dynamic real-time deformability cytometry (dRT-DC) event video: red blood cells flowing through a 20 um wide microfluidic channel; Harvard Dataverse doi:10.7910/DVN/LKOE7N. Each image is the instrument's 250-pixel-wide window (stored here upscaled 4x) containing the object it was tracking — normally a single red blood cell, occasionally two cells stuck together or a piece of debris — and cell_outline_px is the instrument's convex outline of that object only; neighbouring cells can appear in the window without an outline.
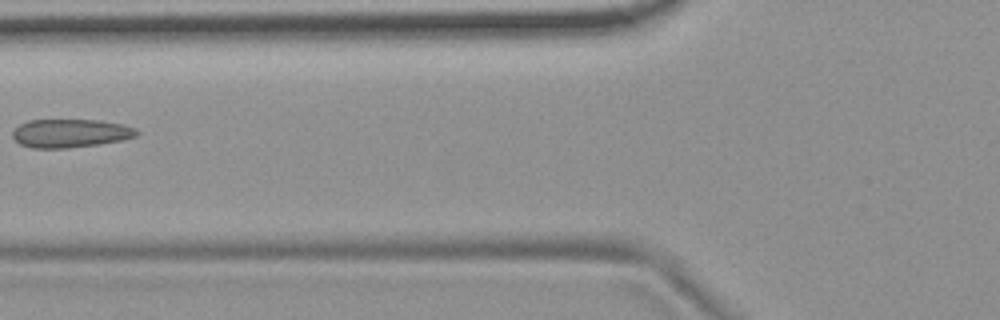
{"species": "common noctule bat (a hibernating species)", "species_latin": "Nyctalus noctula", "temperature_condition": "room temperature", "stored_images_in_passage": 8, "camera_frame_rate_fps": 3000, "um_per_image_px": 0.085, "animal": {"sex": "female", "body_mass_g": 19.9}, "frame": {"image": 1, "passage_image": 7, "time_ms": 7.0, "image_size_px": [1000, 320], "cell_outline_px": [[140, 132], [136, 136], [124, 140], [100, 144], [68, 148], [32, 148], [20, 144], [12, 136], [12, 132], [20, 124], [28, 120], [96, 120], [124, 124], [136, 128]], "centroid_in_image_um": [6.02, 11.33], "position_along_channel_um": 119.8, "area_um2": 20.69}}
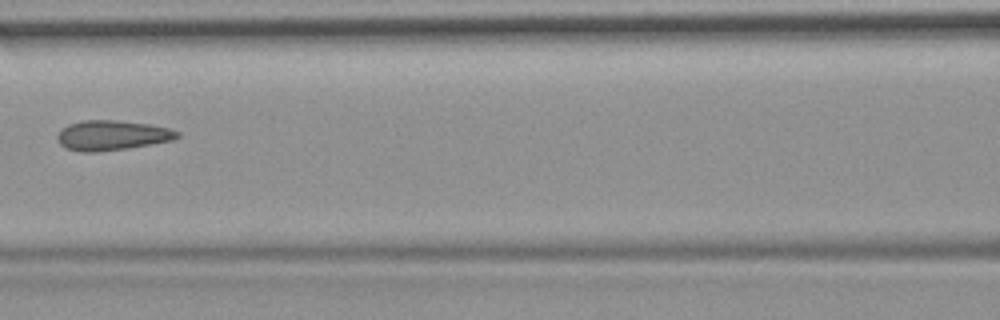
{"frame": {"image": 2, "passage_image": 8, "time_ms": 8.0, "image_size_px": [1000, 320], "cell_outline_px": [[180, 136], [172, 140], [128, 148], [96, 152], [80, 152], [68, 148], [60, 144], [56, 136], [68, 124], [80, 120], [116, 120], [148, 124], [168, 128], [180, 132]], "centroid_in_image_um": [9.52, 11.5], "position_along_channel_um": 157.1, "area_um2": 20.75}}